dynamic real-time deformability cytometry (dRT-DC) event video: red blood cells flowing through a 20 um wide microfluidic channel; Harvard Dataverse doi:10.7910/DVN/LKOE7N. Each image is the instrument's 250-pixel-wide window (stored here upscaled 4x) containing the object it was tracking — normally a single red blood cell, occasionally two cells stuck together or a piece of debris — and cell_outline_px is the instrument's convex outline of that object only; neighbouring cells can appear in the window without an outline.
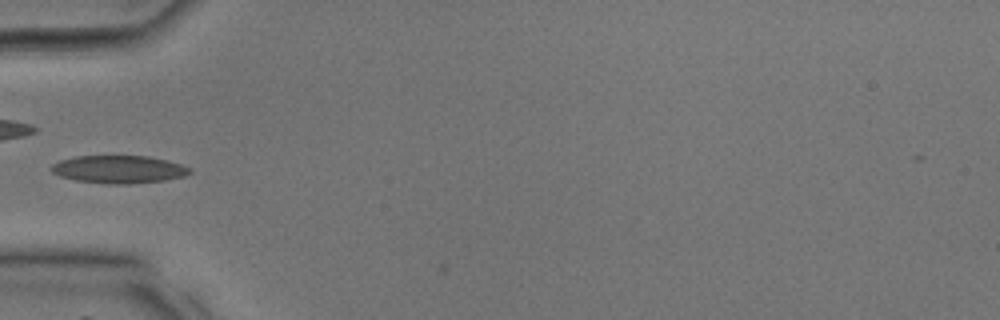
{"species": "common noctule bat (a hibernating species)", "species_latin": "Nyctalus noctula", "temperature_condition": "room temperature", "stored_images_in_passage": 13, "camera_frame_rate_fps": 3000, "um_per_image_px": 0.085, "animal": {"sex": "male", "body_mass_g": 17.9, "forearm_length_mm": 54.2}, "frame": {"image": 1, "passage_image": 1, "time_ms": 0.0, "image_size_px": [1000, 320], "cell_outline_px": [[192, 172], [184, 176], [164, 180], [128, 184], [108, 184], [76, 180], [60, 176], [52, 172], [48, 168], [52, 164], [60, 160], [76, 156], [148, 156], [168, 160], [192, 168]], "centroid_in_image_um": [10.09, 14.39], "position_along_channel_um": 74.9, "area_um2": 22.48}}
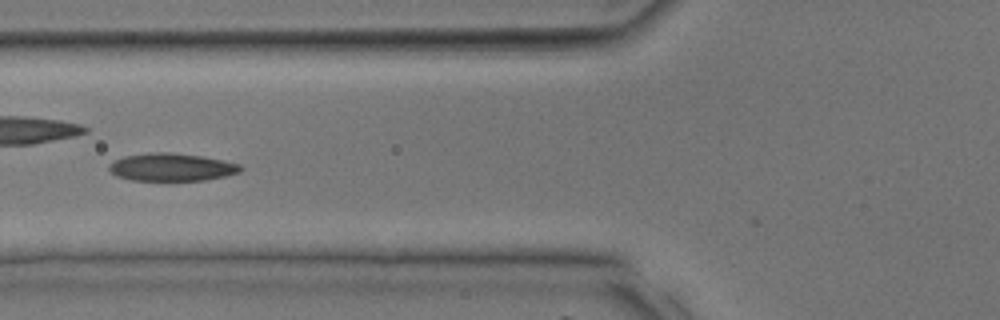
{"frame": {"image": 2, "passage_image": 3, "time_ms": 0.667, "image_size_px": [1000, 320], "cell_outline_px": [[244, 168], [240, 172], [224, 176], [204, 180], [132, 180], [116, 176], [108, 168], [108, 164], [124, 156], [148, 152], [168, 152], [200, 156], [240, 164]], "centroid_in_image_um": [14.56, 14.2], "position_along_channel_um": 111.2, "area_um2": 21.1}}